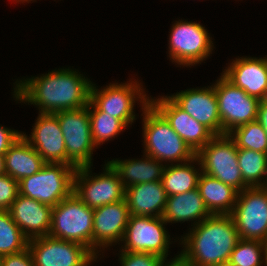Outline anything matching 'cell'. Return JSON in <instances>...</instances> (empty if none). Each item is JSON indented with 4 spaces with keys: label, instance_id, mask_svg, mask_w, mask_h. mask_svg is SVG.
I'll return each instance as SVG.
<instances>
[{
    "label": "cell",
    "instance_id": "6da1fadb",
    "mask_svg": "<svg viewBox=\"0 0 267 266\" xmlns=\"http://www.w3.org/2000/svg\"><path fill=\"white\" fill-rule=\"evenodd\" d=\"M14 97L37 105L39 113L54 114L88 106L92 82L71 69L53 70L40 77L15 82Z\"/></svg>",
    "mask_w": 267,
    "mask_h": 266
},
{
    "label": "cell",
    "instance_id": "7a4b0ae2",
    "mask_svg": "<svg viewBox=\"0 0 267 266\" xmlns=\"http://www.w3.org/2000/svg\"><path fill=\"white\" fill-rule=\"evenodd\" d=\"M181 239V254L194 266H217L228 263L240 236L231 215H210Z\"/></svg>",
    "mask_w": 267,
    "mask_h": 266
},
{
    "label": "cell",
    "instance_id": "3957f363",
    "mask_svg": "<svg viewBox=\"0 0 267 266\" xmlns=\"http://www.w3.org/2000/svg\"><path fill=\"white\" fill-rule=\"evenodd\" d=\"M142 111L144 154L171 164L189 162L196 157V153L150 103L142 107Z\"/></svg>",
    "mask_w": 267,
    "mask_h": 266
},
{
    "label": "cell",
    "instance_id": "277c9868",
    "mask_svg": "<svg viewBox=\"0 0 267 266\" xmlns=\"http://www.w3.org/2000/svg\"><path fill=\"white\" fill-rule=\"evenodd\" d=\"M94 209L72 192L52 208L49 236L84 245L93 253Z\"/></svg>",
    "mask_w": 267,
    "mask_h": 266
},
{
    "label": "cell",
    "instance_id": "5b68a950",
    "mask_svg": "<svg viewBox=\"0 0 267 266\" xmlns=\"http://www.w3.org/2000/svg\"><path fill=\"white\" fill-rule=\"evenodd\" d=\"M75 170L68 164L45 163L37 173L19 181V194L53 208L73 192Z\"/></svg>",
    "mask_w": 267,
    "mask_h": 266
},
{
    "label": "cell",
    "instance_id": "8992f818",
    "mask_svg": "<svg viewBox=\"0 0 267 266\" xmlns=\"http://www.w3.org/2000/svg\"><path fill=\"white\" fill-rule=\"evenodd\" d=\"M237 154L238 149L235 142L228 134H225L214 136L196 153V157L202 173L241 192L248 186L243 182Z\"/></svg>",
    "mask_w": 267,
    "mask_h": 266
},
{
    "label": "cell",
    "instance_id": "52a82bcc",
    "mask_svg": "<svg viewBox=\"0 0 267 266\" xmlns=\"http://www.w3.org/2000/svg\"><path fill=\"white\" fill-rule=\"evenodd\" d=\"M54 114L59 120L64 137L68 165L76 169L92 166V154L96 145L91 134L89 103L80 109Z\"/></svg>",
    "mask_w": 267,
    "mask_h": 266
},
{
    "label": "cell",
    "instance_id": "ba28073f",
    "mask_svg": "<svg viewBox=\"0 0 267 266\" xmlns=\"http://www.w3.org/2000/svg\"><path fill=\"white\" fill-rule=\"evenodd\" d=\"M231 217L240 239L265 241L267 239V190L248 187L238 192Z\"/></svg>",
    "mask_w": 267,
    "mask_h": 266
},
{
    "label": "cell",
    "instance_id": "9c48e42d",
    "mask_svg": "<svg viewBox=\"0 0 267 266\" xmlns=\"http://www.w3.org/2000/svg\"><path fill=\"white\" fill-rule=\"evenodd\" d=\"M91 166L80 167L74 173L73 192L90 208H97L125 199V188L112 167L105 163L102 174L91 176Z\"/></svg>",
    "mask_w": 267,
    "mask_h": 266
},
{
    "label": "cell",
    "instance_id": "30bf717a",
    "mask_svg": "<svg viewBox=\"0 0 267 266\" xmlns=\"http://www.w3.org/2000/svg\"><path fill=\"white\" fill-rule=\"evenodd\" d=\"M208 31L199 23L176 21L169 38V57L172 62L186 67L206 59L213 50Z\"/></svg>",
    "mask_w": 267,
    "mask_h": 266
},
{
    "label": "cell",
    "instance_id": "8fae6325",
    "mask_svg": "<svg viewBox=\"0 0 267 266\" xmlns=\"http://www.w3.org/2000/svg\"><path fill=\"white\" fill-rule=\"evenodd\" d=\"M221 119V135L234 128L256 120L260 100L249 96L223 74L214 84Z\"/></svg>",
    "mask_w": 267,
    "mask_h": 266
},
{
    "label": "cell",
    "instance_id": "7c38bea8",
    "mask_svg": "<svg viewBox=\"0 0 267 266\" xmlns=\"http://www.w3.org/2000/svg\"><path fill=\"white\" fill-rule=\"evenodd\" d=\"M118 84L117 82L106 86L101 91L95 84L90 87V102L105 114L122 120L126 125L132 124L136 119L134 115L135 99L146 107L150 103L149 97L144 94V89L137 81Z\"/></svg>",
    "mask_w": 267,
    "mask_h": 266
},
{
    "label": "cell",
    "instance_id": "4fadbf2b",
    "mask_svg": "<svg viewBox=\"0 0 267 266\" xmlns=\"http://www.w3.org/2000/svg\"><path fill=\"white\" fill-rule=\"evenodd\" d=\"M28 248L34 266H88L98 258L82 244L49 235L30 239Z\"/></svg>",
    "mask_w": 267,
    "mask_h": 266
},
{
    "label": "cell",
    "instance_id": "5bb4252c",
    "mask_svg": "<svg viewBox=\"0 0 267 266\" xmlns=\"http://www.w3.org/2000/svg\"><path fill=\"white\" fill-rule=\"evenodd\" d=\"M162 217H144L130 215L126 226L121 251L148 252L167 259L170 235L165 229Z\"/></svg>",
    "mask_w": 267,
    "mask_h": 266
},
{
    "label": "cell",
    "instance_id": "9a60e30c",
    "mask_svg": "<svg viewBox=\"0 0 267 266\" xmlns=\"http://www.w3.org/2000/svg\"><path fill=\"white\" fill-rule=\"evenodd\" d=\"M150 104L195 153L215 136L207 127L182 110L169 96L152 98Z\"/></svg>",
    "mask_w": 267,
    "mask_h": 266
},
{
    "label": "cell",
    "instance_id": "2e32d148",
    "mask_svg": "<svg viewBox=\"0 0 267 266\" xmlns=\"http://www.w3.org/2000/svg\"><path fill=\"white\" fill-rule=\"evenodd\" d=\"M22 136L45 163L68 164L64 137L55 114L40 113L30 137L24 133Z\"/></svg>",
    "mask_w": 267,
    "mask_h": 266
},
{
    "label": "cell",
    "instance_id": "e0dca14e",
    "mask_svg": "<svg viewBox=\"0 0 267 266\" xmlns=\"http://www.w3.org/2000/svg\"><path fill=\"white\" fill-rule=\"evenodd\" d=\"M169 97L215 136H221V119L214 85L187 89Z\"/></svg>",
    "mask_w": 267,
    "mask_h": 266
},
{
    "label": "cell",
    "instance_id": "ac0fdd59",
    "mask_svg": "<svg viewBox=\"0 0 267 266\" xmlns=\"http://www.w3.org/2000/svg\"><path fill=\"white\" fill-rule=\"evenodd\" d=\"M129 218L130 211L125 199L94 208L93 254L96 257L99 247L104 249L123 240Z\"/></svg>",
    "mask_w": 267,
    "mask_h": 266
},
{
    "label": "cell",
    "instance_id": "d6986e66",
    "mask_svg": "<svg viewBox=\"0 0 267 266\" xmlns=\"http://www.w3.org/2000/svg\"><path fill=\"white\" fill-rule=\"evenodd\" d=\"M8 211L29 240L49 234L52 207L19 194Z\"/></svg>",
    "mask_w": 267,
    "mask_h": 266
},
{
    "label": "cell",
    "instance_id": "ffe728a7",
    "mask_svg": "<svg viewBox=\"0 0 267 266\" xmlns=\"http://www.w3.org/2000/svg\"><path fill=\"white\" fill-rule=\"evenodd\" d=\"M229 65L223 75L249 96L261 100L267 90V57H240Z\"/></svg>",
    "mask_w": 267,
    "mask_h": 266
},
{
    "label": "cell",
    "instance_id": "44dd1931",
    "mask_svg": "<svg viewBox=\"0 0 267 266\" xmlns=\"http://www.w3.org/2000/svg\"><path fill=\"white\" fill-rule=\"evenodd\" d=\"M125 200L130 215L162 217L166 207L167 194L162 181H153L126 188Z\"/></svg>",
    "mask_w": 267,
    "mask_h": 266
},
{
    "label": "cell",
    "instance_id": "7402d4cb",
    "mask_svg": "<svg viewBox=\"0 0 267 266\" xmlns=\"http://www.w3.org/2000/svg\"><path fill=\"white\" fill-rule=\"evenodd\" d=\"M117 173L124 188L140 183L161 181L164 169L162 162L145 154L143 159L111 160L107 162Z\"/></svg>",
    "mask_w": 267,
    "mask_h": 266
},
{
    "label": "cell",
    "instance_id": "603a6c76",
    "mask_svg": "<svg viewBox=\"0 0 267 266\" xmlns=\"http://www.w3.org/2000/svg\"><path fill=\"white\" fill-rule=\"evenodd\" d=\"M198 188L186 193L167 196L162 218L166 223L198 221L199 224L210 216ZM198 219V220H197Z\"/></svg>",
    "mask_w": 267,
    "mask_h": 266
},
{
    "label": "cell",
    "instance_id": "cb8c5ba5",
    "mask_svg": "<svg viewBox=\"0 0 267 266\" xmlns=\"http://www.w3.org/2000/svg\"><path fill=\"white\" fill-rule=\"evenodd\" d=\"M5 174L17 182L37 173L45 164L39 153L21 135L4 154Z\"/></svg>",
    "mask_w": 267,
    "mask_h": 266
},
{
    "label": "cell",
    "instance_id": "d4e9b609",
    "mask_svg": "<svg viewBox=\"0 0 267 266\" xmlns=\"http://www.w3.org/2000/svg\"><path fill=\"white\" fill-rule=\"evenodd\" d=\"M211 215H230L235 207L238 191L222 181L201 173L197 186Z\"/></svg>",
    "mask_w": 267,
    "mask_h": 266
},
{
    "label": "cell",
    "instance_id": "484cf974",
    "mask_svg": "<svg viewBox=\"0 0 267 266\" xmlns=\"http://www.w3.org/2000/svg\"><path fill=\"white\" fill-rule=\"evenodd\" d=\"M194 161L197 162V157L190 160L189 163L166 165L161 181L167 196L186 193L197 188L198 179L202 172H199L201 170L197 171L195 166L191 164Z\"/></svg>",
    "mask_w": 267,
    "mask_h": 266
},
{
    "label": "cell",
    "instance_id": "4316f807",
    "mask_svg": "<svg viewBox=\"0 0 267 266\" xmlns=\"http://www.w3.org/2000/svg\"><path fill=\"white\" fill-rule=\"evenodd\" d=\"M237 158L243 182L248 187H263L267 179V153L238 149Z\"/></svg>",
    "mask_w": 267,
    "mask_h": 266
},
{
    "label": "cell",
    "instance_id": "83f0119b",
    "mask_svg": "<svg viewBox=\"0 0 267 266\" xmlns=\"http://www.w3.org/2000/svg\"><path fill=\"white\" fill-rule=\"evenodd\" d=\"M29 239L12 220L8 210H0V256L15 254L28 248Z\"/></svg>",
    "mask_w": 267,
    "mask_h": 266
},
{
    "label": "cell",
    "instance_id": "f1b7e54d",
    "mask_svg": "<svg viewBox=\"0 0 267 266\" xmlns=\"http://www.w3.org/2000/svg\"><path fill=\"white\" fill-rule=\"evenodd\" d=\"M89 116L91 134L96 147L109 139L111 140V138H115L116 135L127 127L122 120L99 111L90 101Z\"/></svg>",
    "mask_w": 267,
    "mask_h": 266
},
{
    "label": "cell",
    "instance_id": "f546056e",
    "mask_svg": "<svg viewBox=\"0 0 267 266\" xmlns=\"http://www.w3.org/2000/svg\"><path fill=\"white\" fill-rule=\"evenodd\" d=\"M237 149L267 153V134L257 120L240 125L228 133Z\"/></svg>",
    "mask_w": 267,
    "mask_h": 266
},
{
    "label": "cell",
    "instance_id": "4dcf8cb0",
    "mask_svg": "<svg viewBox=\"0 0 267 266\" xmlns=\"http://www.w3.org/2000/svg\"><path fill=\"white\" fill-rule=\"evenodd\" d=\"M263 242L240 239L232 251L228 264L230 266H262L264 264Z\"/></svg>",
    "mask_w": 267,
    "mask_h": 266
},
{
    "label": "cell",
    "instance_id": "1f68e13d",
    "mask_svg": "<svg viewBox=\"0 0 267 266\" xmlns=\"http://www.w3.org/2000/svg\"><path fill=\"white\" fill-rule=\"evenodd\" d=\"M120 263L122 266H161L164 258L148 252L120 251Z\"/></svg>",
    "mask_w": 267,
    "mask_h": 266
},
{
    "label": "cell",
    "instance_id": "d6a6232c",
    "mask_svg": "<svg viewBox=\"0 0 267 266\" xmlns=\"http://www.w3.org/2000/svg\"><path fill=\"white\" fill-rule=\"evenodd\" d=\"M19 195V182L7 174L0 175V210H9Z\"/></svg>",
    "mask_w": 267,
    "mask_h": 266
},
{
    "label": "cell",
    "instance_id": "836d02e7",
    "mask_svg": "<svg viewBox=\"0 0 267 266\" xmlns=\"http://www.w3.org/2000/svg\"><path fill=\"white\" fill-rule=\"evenodd\" d=\"M2 266H34L29 248L15 254L2 256Z\"/></svg>",
    "mask_w": 267,
    "mask_h": 266
},
{
    "label": "cell",
    "instance_id": "e575fe53",
    "mask_svg": "<svg viewBox=\"0 0 267 266\" xmlns=\"http://www.w3.org/2000/svg\"><path fill=\"white\" fill-rule=\"evenodd\" d=\"M21 135L22 132L0 126V154H5Z\"/></svg>",
    "mask_w": 267,
    "mask_h": 266
},
{
    "label": "cell",
    "instance_id": "d590c367",
    "mask_svg": "<svg viewBox=\"0 0 267 266\" xmlns=\"http://www.w3.org/2000/svg\"><path fill=\"white\" fill-rule=\"evenodd\" d=\"M256 120L260 123L267 134V105L263 104L261 101L258 105Z\"/></svg>",
    "mask_w": 267,
    "mask_h": 266
},
{
    "label": "cell",
    "instance_id": "8d00e7d4",
    "mask_svg": "<svg viewBox=\"0 0 267 266\" xmlns=\"http://www.w3.org/2000/svg\"><path fill=\"white\" fill-rule=\"evenodd\" d=\"M163 259L161 266H194L189 260H187L181 253L170 262H165Z\"/></svg>",
    "mask_w": 267,
    "mask_h": 266
},
{
    "label": "cell",
    "instance_id": "74e56055",
    "mask_svg": "<svg viewBox=\"0 0 267 266\" xmlns=\"http://www.w3.org/2000/svg\"><path fill=\"white\" fill-rule=\"evenodd\" d=\"M5 174L4 154H0V175Z\"/></svg>",
    "mask_w": 267,
    "mask_h": 266
},
{
    "label": "cell",
    "instance_id": "f35d334b",
    "mask_svg": "<svg viewBox=\"0 0 267 266\" xmlns=\"http://www.w3.org/2000/svg\"><path fill=\"white\" fill-rule=\"evenodd\" d=\"M263 247H264V263L267 266V239L263 241Z\"/></svg>",
    "mask_w": 267,
    "mask_h": 266
},
{
    "label": "cell",
    "instance_id": "ab89813d",
    "mask_svg": "<svg viewBox=\"0 0 267 266\" xmlns=\"http://www.w3.org/2000/svg\"><path fill=\"white\" fill-rule=\"evenodd\" d=\"M263 104L267 105V90L265 91V94L263 98L260 100Z\"/></svg>",
    "mask_w": 267,
    "mask_h": 266
},
{
    "label": "cell",
    "instance_id": "60d3db41",
    "mask_svg": "<svg viewBox=\"0 0 267 266\" xmlns=\"http://www.w3.org/2000/svg\"><path fill=\"white\" fill-rule=\"evenodd\" d=\"M16 1H18V2H22V3L25 1V2H28V3H29V1H33V0H16ZM35 1H36V0H35Z\"/></svg>",
    "mask_w": 267,
    "mask_h": 266
},
{
    "label": "cell",
    "instance_id": "b9f144b4",
    "mask_svg": "<svg viewBox=\"0 0 267 266\" xmlns=\"http://www.w3.org/2000/svg\"><path fill=\"white\" fill-rule=\"evenodd\" d=\"M263 187L267 190V179H266L265 184H264Z\"/></svg>",
    "mask_w": 267,
    "mask_h": 266
},
{
    "label": "cell",
    "instance_id": "7bdbcfd3",
    "mask_svg": "<svg viewBox=\"0 0 267 266\" xmlns=\"http://www.w3.org/2000/svg\"><path fill=\"white\" fill-rule=\"evenodd\" d=\"M217 266H230V265L227 263V264H221V265H217Z\"/></svg>",
    "mask_w": 267,
    "mask_h": 266
},
{
    "label": "cell",
    "instance_id": "ee69618b",
    "mask_svg": "<svg viewBox=\"0 0 267 266\" xmlns=\"http://www.w3.org/2000/svg\"><path fill=\"white\" fill-rule=\"evenodd\" d=\"M0 266H2V257L0 256Z\"/></svg>",
    "mask_w": 267,
    "mask_h": 266
}]
</instances>
